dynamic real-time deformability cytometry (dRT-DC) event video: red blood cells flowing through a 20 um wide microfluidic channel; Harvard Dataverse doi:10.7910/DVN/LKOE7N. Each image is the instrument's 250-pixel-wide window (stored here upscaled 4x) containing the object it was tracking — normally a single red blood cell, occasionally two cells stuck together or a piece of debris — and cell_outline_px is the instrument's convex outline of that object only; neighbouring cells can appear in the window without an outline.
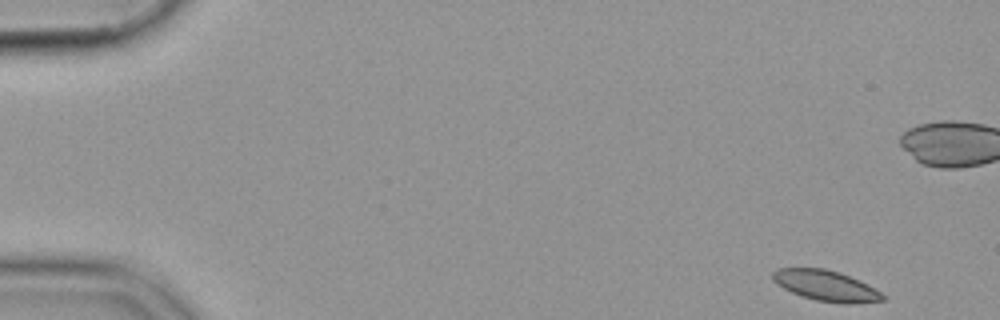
{"species": "common noctule bat (a hibernating species)", "species_latin": "Nyctalus noctula", "temperature_condition": "cold", "stored_images_in_passage": 32, "camera_frame_rate_fps": 3000, "um_per_image_px": 0.085, "animal": {"sex": "female", "body_mass_g": 19.9}, "frame": {"image": 1, "passage_image": 1, "time_ms": 0.0, "image_size_px": [1000, 320], "cell_outline_px": [[884, 300], [856, 304], [844, 304], [816, 300], [800, 296], [776, 284], [772, 280], [772, 272], [776, 268], [824, 268], [840, 272], [868, 284], [876, 288], [884, 296]], "centroid_in_image_um": [70.2, 24.28], "position_along_channel_um": 14.8, "area_um2": 19.83}}